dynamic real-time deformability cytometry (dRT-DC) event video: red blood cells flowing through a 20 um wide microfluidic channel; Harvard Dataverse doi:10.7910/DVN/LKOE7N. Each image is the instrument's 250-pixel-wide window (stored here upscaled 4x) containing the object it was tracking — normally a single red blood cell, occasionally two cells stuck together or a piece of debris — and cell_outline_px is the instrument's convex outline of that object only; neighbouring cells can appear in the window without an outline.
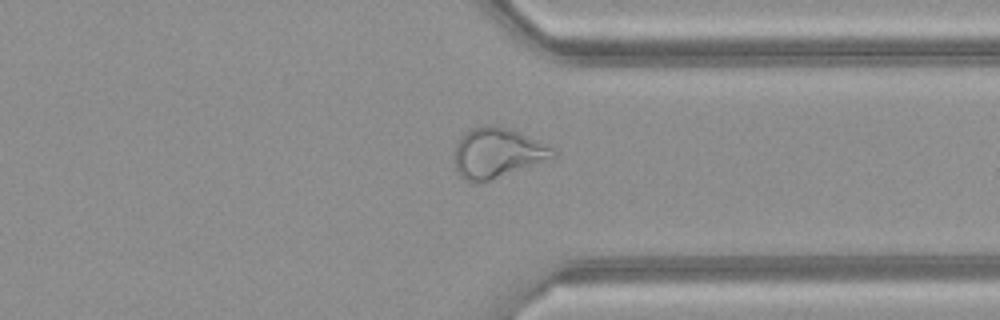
{"species": "common noctule bat (a hibernating species)", "species_latin": "Nyctalus noctula", "temperature_condition": "warm", "stored_images_in_passage": 41, "camera_frame_rate_fps": 3000, "um_per_image_px": 0.085, "animal": {"sex": "female", "body_mass_g": 21.9}, "frame": {"image": 1, "passage_image": 30, "time_ms": 9.667, "image_size_px": [1000, 320], "cell_outline_px": [[556, 160], [476, 184], [464, 180], [460, 176], [456, 168], [456, 144], [460, 136], [472, 128], [484, 124], [496, 124], [508, 128], [556, 148]], "centroid_in_image_um": [42.35, 13.01], "position_along_channel_um": 369.1, "area_um2": 29.36}}